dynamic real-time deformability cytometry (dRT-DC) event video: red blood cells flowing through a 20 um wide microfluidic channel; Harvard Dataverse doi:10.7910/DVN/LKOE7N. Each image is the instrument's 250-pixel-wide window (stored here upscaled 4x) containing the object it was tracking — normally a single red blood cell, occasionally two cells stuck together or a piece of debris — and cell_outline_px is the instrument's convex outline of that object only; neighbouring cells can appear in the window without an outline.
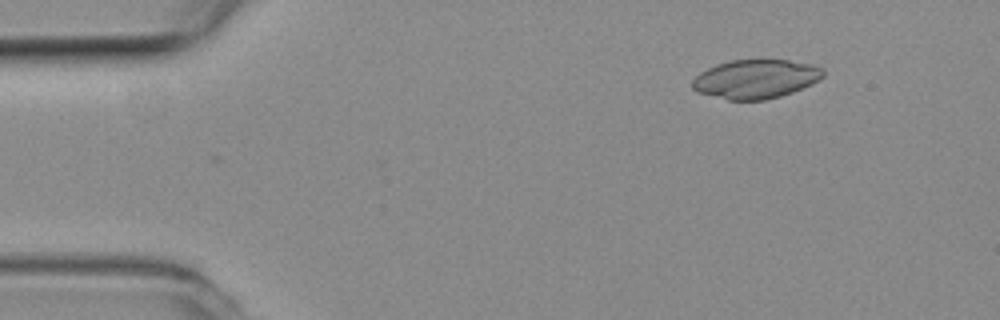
{"species": "common noctule bat (a hibernating species)", "species_latin": "Nyctalus noctula", "temperature_condition": "room temperature", "stored_images_in_passage": 49, "camera_frame_rate_fps": 3000, "um_per_image_px": 0.085, "animal": {"sex": "female", "body_mass_g": 19.3, "forearm_length_mm": 54.1}, "frame": {"image": 1, "passage_image": 2, "time_ms": 0.333, "image_size_px": [1000, 320], "cell_outline_px": [[824, 76], [812, 84], [792, 92], [780, 96], [764, 100], [728, 100], [696, 92], [692, 88], [692, 80], [700, 72], [716, 64], [732, 60], [788, 60], [812, 64], [824, 68]], "centroid_in_image_um": [64.23, 6.72], "position_along_channel_um": 20.8, "area_um2": 29.77}}
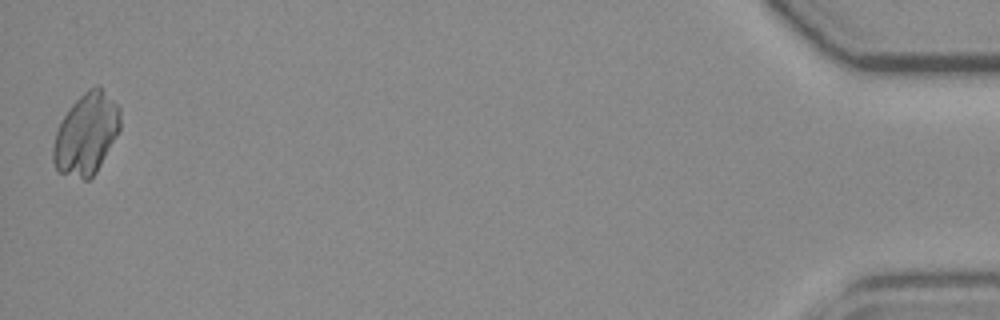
{"frame": {"image": 2, "passage_image": 49, "time_ms": 16.0, "image_size_px": [1000, 320], "cell_outline_px": [[120, 128], [96, 172], [88, 180], [84, 180], [60, 172], [56, 168], [52, 160], [52, 148], [56, 132], [68, 108], [88, 88], [96, 84], [100, 84], [120, 108]], "centroid_in_image_um": [7.33, 11.35], "position_along_channel_um": 427.9, "area_um2": 31.67}}